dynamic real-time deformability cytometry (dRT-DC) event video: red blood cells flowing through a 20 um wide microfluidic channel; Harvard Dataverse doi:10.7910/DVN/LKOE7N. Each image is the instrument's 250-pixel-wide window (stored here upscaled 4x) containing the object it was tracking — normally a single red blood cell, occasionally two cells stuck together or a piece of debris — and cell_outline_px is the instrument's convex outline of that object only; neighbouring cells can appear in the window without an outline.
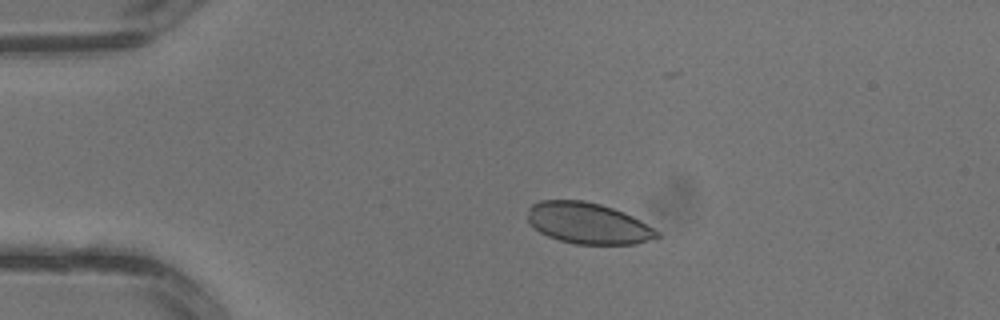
{"species": "common noctule bat (a hibernating species)", "species_latin": "Nyctalus noctula", "temperature_condition": "warm", "stored_images_in_passage": 2, "camera_frame_rate_fps": 3000, "um_per_image_px": 0.085, "animal": {"sex": "male", "body_mass_g": 13.3}, "frame": {"image": 1, "passage_image": 2, "time_ms": 0.333, "image_size_px": [1000, 320], "cell_outline_px": [[660, 236], [636, 244], [576, 244], [560, 240], [548, 236], [540, 232], [528, 220], [528, 208], [532, 204], [540, 200], [584, 200], [600, 204], [624, 212], [632, 216], [660, 232]], "centroid_in_image_um": [49.98, 18.97], "position_along_channel_um": 35.0, "area_um2": 30.81}}